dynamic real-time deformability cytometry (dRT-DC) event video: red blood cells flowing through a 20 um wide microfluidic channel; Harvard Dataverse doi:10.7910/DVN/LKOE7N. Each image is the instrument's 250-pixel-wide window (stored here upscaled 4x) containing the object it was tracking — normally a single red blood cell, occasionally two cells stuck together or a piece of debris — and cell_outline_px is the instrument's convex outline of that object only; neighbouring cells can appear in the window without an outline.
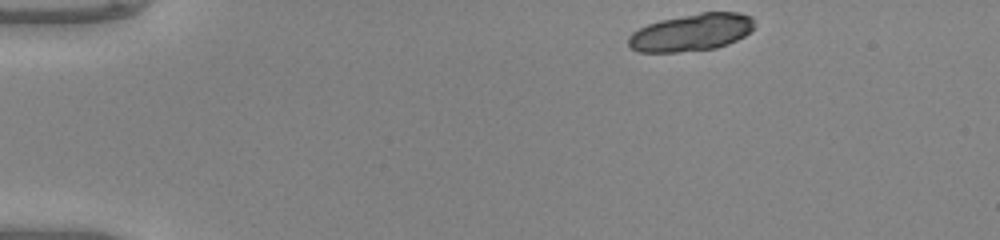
{"species": "common noctule bat (a hibernating species)", "species_latin": "Nyctalus noctula", "temperature_condition": "warm", "stored_images_in_passage": 43, "camera_frame_rate_fps": 3000, "um_per_image_px": 0.085, "animal": {"sex": "male", "body_mass_g": 20.0, "forearm_length_mm": 53.3}, "frame": {"image": 1, "passage_image": 1, "time_ms": 0.0, "image_size_px": [1000, 240], "cell_outline_px": [[752, 28], [744, 36], [728, 44], [716, 48], [676, 52], [640, 52], [632, 48], [628, 44], [628, 36], [632, 32], [648, 24], [660, 20], [700, 12], [740, 12], [752, 16]], "centroid_in_image_um": [58.75, 2.75], "position_along_channel_um": 26.2, "area_um2": 27.22}, "authors_computed_cell_mechanics": {"area_um2": 29.5358, "velocity_mm_per_s": 4.1348, "shape_relaxation_time_tau1_ms": 1.7931, "shape_relaxation_time_tau2_ms": 9.0713, "deformation_change_tau1": 0.291, "deformation_change_tau2": 0.12}}